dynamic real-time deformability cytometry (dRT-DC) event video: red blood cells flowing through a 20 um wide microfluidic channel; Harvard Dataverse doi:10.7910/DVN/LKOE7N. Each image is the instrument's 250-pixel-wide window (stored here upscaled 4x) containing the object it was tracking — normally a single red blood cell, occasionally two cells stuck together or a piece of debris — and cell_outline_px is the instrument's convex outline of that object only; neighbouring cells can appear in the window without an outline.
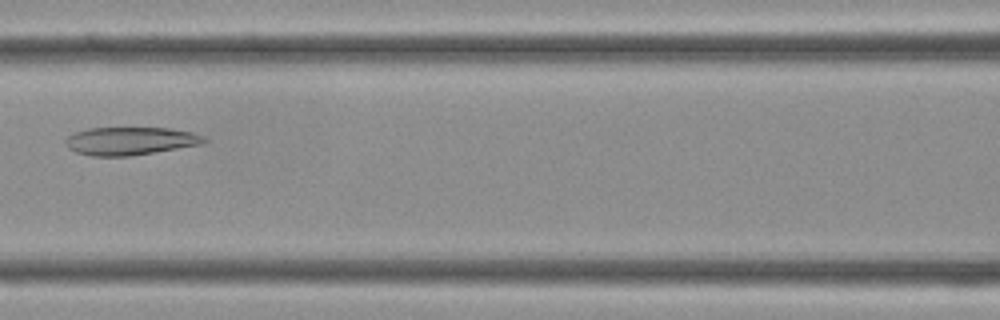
{"species": "Egyptian fruit bat (a non-hibernating species)", "species_latin": "Rousettus aegyptiacus", "temperature_condition": "cold", "stored_images_in_passage": 36, "camera_frame_rate_fps": 3000, "um_per_image_px": 0.085, "frame": {"image": 1, "passage_image": 16, "time_ms": 5.0, "image_size_px": [1000, 320], "cell_outline_px": [[208, 140], [204, 144], [132, 156], [92, 156], [76, 152], [68, 148], [64, 144], [64, 140], [72, 132], [88, 128], [172, 128], [192, 132]], "centroid_in_image_um": [11.04, 11.98], "position_along_channel_um": 155.6, "area_um2": 22.83}}
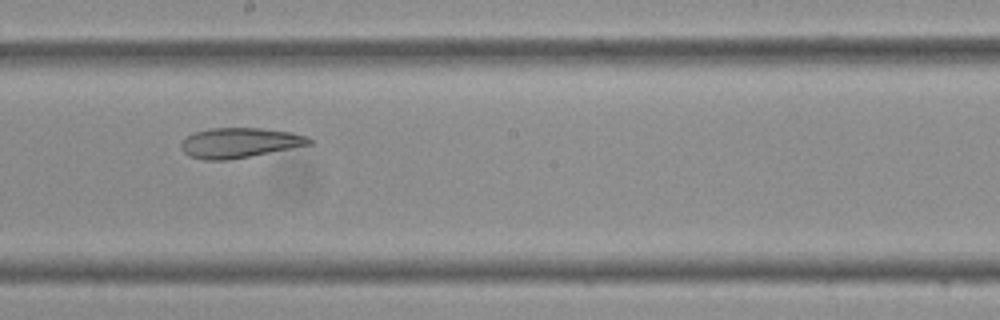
{"frame": {"image": 2, "passage_image": 20, "time_ms": 6.333, "image_size_px": [1000, 320], "cell_outline_px": [[316, 144], [248, 156], [224, 160], [204, 160], [188, 156], [180, 148], [180, 144], [188, 136], [196, 132], [208, 128], [260, 128], [292, 132], [308, 136], [316, 140]], "centroid_in_image_um": [20.43, 12.13], "position_along_channel_um": 227.8, "area_um2": 22.54}}
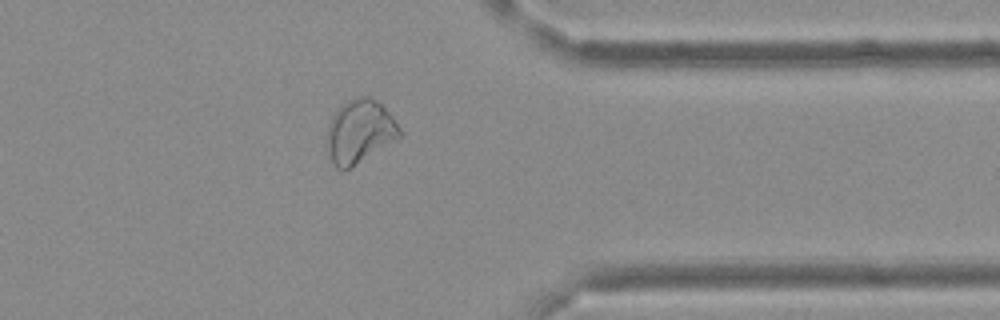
{"frame": {"image": 3, "passage_image": 29, "time_ms": 9.333, "image_size_px": [1000, 320], "cell_outline_px": [[404, 132], [400, 136], [348, 168], [336, 168], [332, 164], [328, 152], [328, 124], [332, 116], [348, 100], [360, 96], [368, 96], [380, 104], [392, 116]], "centroid_in_image_um": [30.57, 11.15], "position_along_channel_um": 380.8, "area_um2": 25.95}}